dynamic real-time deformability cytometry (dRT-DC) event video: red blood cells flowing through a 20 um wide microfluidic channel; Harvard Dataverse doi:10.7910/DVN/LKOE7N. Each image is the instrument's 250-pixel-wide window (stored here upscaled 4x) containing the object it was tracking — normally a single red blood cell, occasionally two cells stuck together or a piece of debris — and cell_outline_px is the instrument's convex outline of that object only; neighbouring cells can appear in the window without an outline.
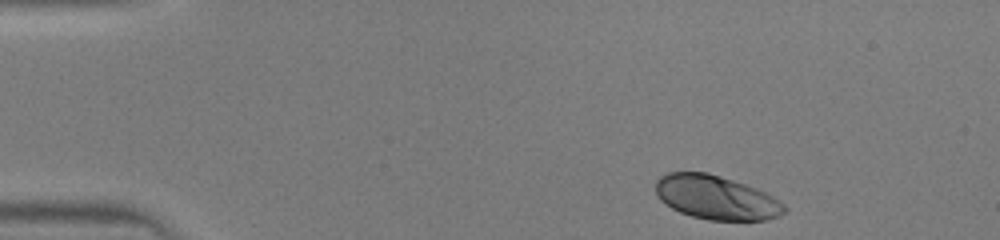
{"species": "human", "species_latin": "Homo sapiens", "temperature_condition": "warm", "stored_images_in_passage": 40, "camera_frame_rate_fps": 3000, "um_per_image_px": 0.085, "donor": {"sex": "male"}, "frame": {"image": 1, "passage_image": 1, "time_ms": 0.0, "image_size_px": [1000, 240], "cell_outline_px": [[788, 208], [780, 216], [768, 220], [708, 220], [692, 216], [680, 212], [672, 208], [660, 200], [656, 192], [656, 180], [660, 176], [668, 172], [708, 172], [756, 188], [772, 196], [784, 204]], "centroid_in_image_um": [60.87, 16.79], "position_along_channel_um": 24.1, "area_um2": 32.95}}
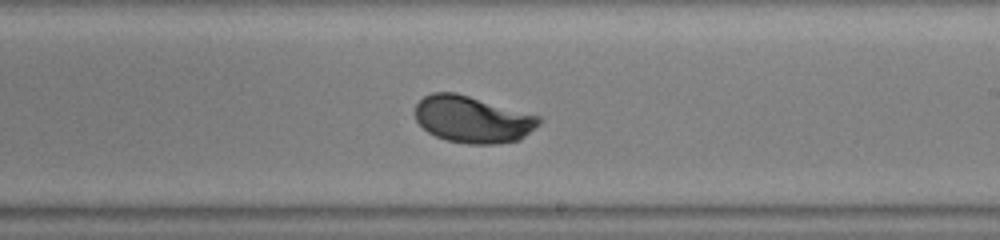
{"frame": {"image": 2, "passage_image": 22, "time_ms": 7.0, "image_size_px": [1000, 240], "cell_outline_px": [[540, 124], [520, 140], [496, 144], [468, 144], [448, 140], [436, 136], [428, 132], [416, 120], [416, 104], [424, 96], [432, 92], [456, 92], [540, 116]], "centroid_in_image_um": [40.18, 10.14], "position_along_channel_um": 248.8, "area_um2": 33.7}}
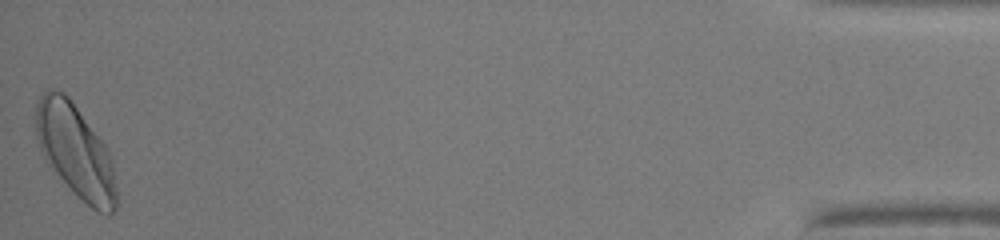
{"frame": {"image": 3, "passage_image": 40, "time_ms": 13.0, "image_size_px": [1000, 240], "cell_outline_px": [[120, 200], [116, 208], [108, 216], [96, 212], [60, 176], [44, 156], [36, 140], [36, 104], [40, 96], [48, 88], [52, 88], [64, 92], [68, 96], [104, 144], [112, 160]], "centroid_in_image_um": [6.46, 12.85], "position_along_channel_um": 428.7, "area_um2": 43.23}}